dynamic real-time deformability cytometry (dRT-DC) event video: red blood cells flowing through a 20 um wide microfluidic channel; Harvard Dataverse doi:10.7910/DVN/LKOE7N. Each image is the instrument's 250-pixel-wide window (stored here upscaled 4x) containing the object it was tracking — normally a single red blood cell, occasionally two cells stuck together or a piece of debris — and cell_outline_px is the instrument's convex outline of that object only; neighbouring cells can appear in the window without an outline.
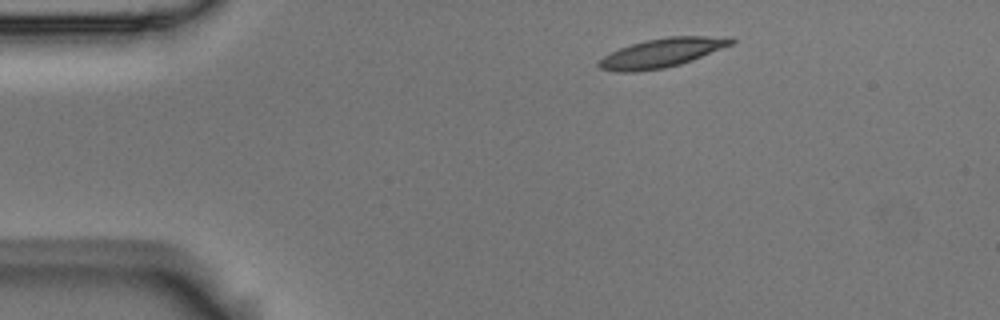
{"species": "Egyptian fruit bat (a non-hibernating species)", "species_latin": "Rousettus aegyptiacus", "temperature_condition": "room temperature", "stored_images_in_passage": 2, "camera_frame_rate_fps": 3000, "um_per_image_px": 0.085, "animal": {"sex": "male"}, "frame": {"image": 1, "passage_image": 1, "time_ms": 0.0, "image_size_px": [1000, 320], "cell_outline_px": [[736, 40], [732, 44], [692, 60], [680, 64], [664, 68], [636, 72], [620, 72], [600, 68], [596, 64], [604, 56], [620, 48], [644, 40], [668, 36], [732, 36]], "centroid_in_image_um": [56.28, 4.48], "position_along_channel_um": 28.7, "area_um2": 22.31}}